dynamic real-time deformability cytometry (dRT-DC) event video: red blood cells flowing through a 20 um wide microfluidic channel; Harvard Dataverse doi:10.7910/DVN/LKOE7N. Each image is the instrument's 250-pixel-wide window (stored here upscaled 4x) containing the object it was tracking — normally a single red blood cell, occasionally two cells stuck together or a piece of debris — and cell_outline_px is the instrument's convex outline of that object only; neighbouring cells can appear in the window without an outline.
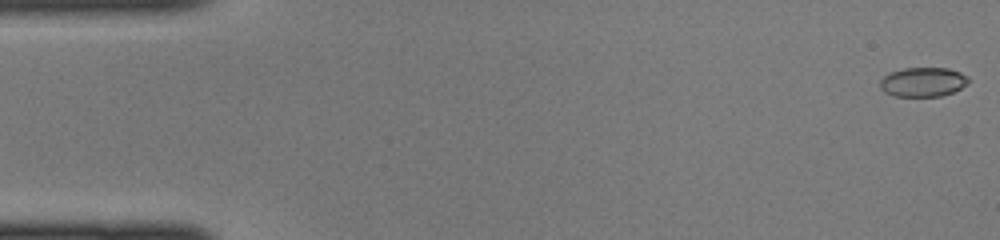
{"species": "common noctule bat (a hibernating species)", "species_latin": "Nyctalus noctula", "temperature_condition": "cold", "stored_images_in_passage": 45, "camera_frame_rate_fps": 3000, "um_per_image_px": 0.085, "animal": {"sex": "female", "body_mass_g": 22.0, "forearm_length_mm": 56.7}, "frame": {"image": 1, "passage_image": 1, "time_ms": 0.0, "image_size_px": [1000, 240], "cell_outline_px": [[968, 84], [952, 92], [940, 96], [896, 96], [884, 92], [880, 88], [880, 80], [884, 76], [892, 72], [904, 68], [948, 68], [960, 72], [968, 76]], "centroid_in_image_um": [78.46, 6.97], "position_along_channel_um": 6.5, "area_um2": 15.03}}
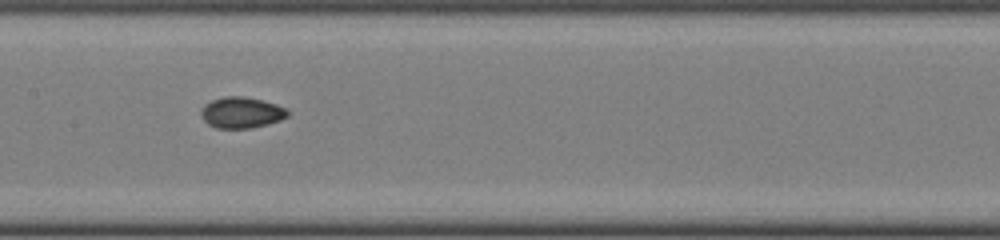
{"frame": {"image": 2, "passage_image": 22, "time_ms": 7.0, "image_size_px": [1000, 240], "cell_outline_px": [[288, 116], [280, 120], [268, 124], [252, 128], [216, 128], [208, 124], [200, 116], [200, 108], [204, 104], [212, 100], [224, 96], [244, 96], [264, 100], [288, 108]], "centroid_in_image_um": [20.51, 9.56], "position_along_channel_um": 186.9, "area_um2": 15.95}}
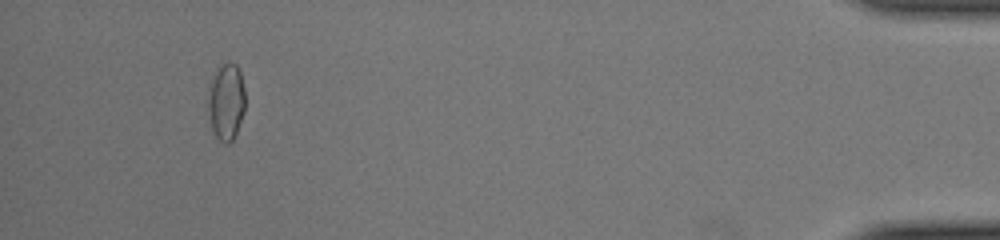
{"frame": {"image": 3, "passage_image": 42, "time_ms": 13.667, "image_size_px": [1000, 240], "cell_outline_px": [[244, 112], [236, 132], [232, 140], [228, 144], [224, 144], [216, 136], [212, 128], [208, 112], [208, 100], [212, 80], [216, 68], [224, 64], [236, 64], [240, 72], [244, 88]], "centroid_in_image_um": [19.23, 8.67], "position_along_channel_um": 416.0, "area_um2": 16.24}}